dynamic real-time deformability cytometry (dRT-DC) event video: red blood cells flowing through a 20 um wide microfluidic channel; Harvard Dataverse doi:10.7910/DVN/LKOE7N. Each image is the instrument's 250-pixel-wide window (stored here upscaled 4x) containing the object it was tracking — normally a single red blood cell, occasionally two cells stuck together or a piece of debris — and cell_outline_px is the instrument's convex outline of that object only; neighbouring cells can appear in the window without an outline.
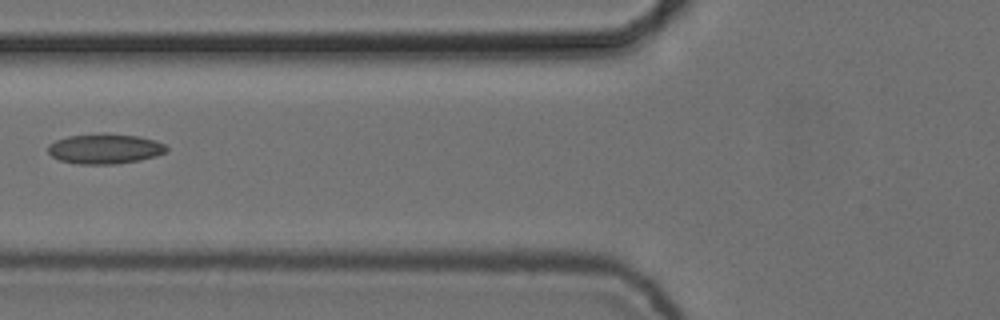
{"species": "common noctule bat (a hibernating species)", "species_latin": "Nyctalus noctula", "temperature_condition": "cold", "stored_images_in_passage": 4, "camera_frame_rate_fps": 3000, "um_per_image_px": 0.085, "animal": {"sex": "female", "body_mass_g": 24.6, "forearm_length_mm": 56.2}, "frame": {"image": 1, "passage_image": 4, "time_ms": 1.0, "image_size_px": [1000, 320], "cell_outline_px": [[168, 152], [156, 156], [140, 160], [116, 164], [76, 164], [60, 160], [52, 156], [48, 152], [48, 144], [56, 140], [68, 136], [104, 132], [140, 136], [156, 140], [164, 144], [168, 148]], "centroid_in_image_um": [8.94, 12.63], "position_along_channel_um": 116.9, "area_um2": 21.15}}